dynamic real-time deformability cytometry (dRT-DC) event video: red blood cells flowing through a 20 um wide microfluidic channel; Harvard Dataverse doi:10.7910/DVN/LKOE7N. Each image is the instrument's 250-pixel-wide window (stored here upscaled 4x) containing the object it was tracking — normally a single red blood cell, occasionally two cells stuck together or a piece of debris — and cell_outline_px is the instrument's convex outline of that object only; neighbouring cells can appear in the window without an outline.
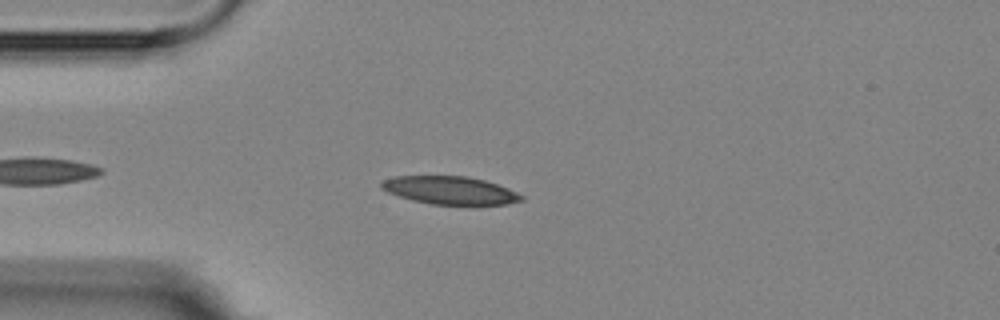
{"species": "Egyptian fruit bat (a non-hibernating species)", "species_latin": "Rousettus aegyptiacus", "temperature_condition": "room temperature", "stored_images_in_passage": 5, "camera_frame_rate_fps": 3000, "um_per_image_px": 0.085, "animal": {"sex": "female"}, "frame": {"image": 1, "passage_image": 2, "time_ms": 1.333, "image_size_px": [1000, 320], "cell_outline_px": [[524, 200], [508, 204], [432, 204], [412, 200], [388, 192], [380, 188], [380, 184], [384, 180], [396, 176], [468, 176], [484, 180], [508, 188], [524, 196]], "centroid_in_image_um": [38.26, 16.17], "position_along_channel_um": 46.7, "area_um2": 22.6}}
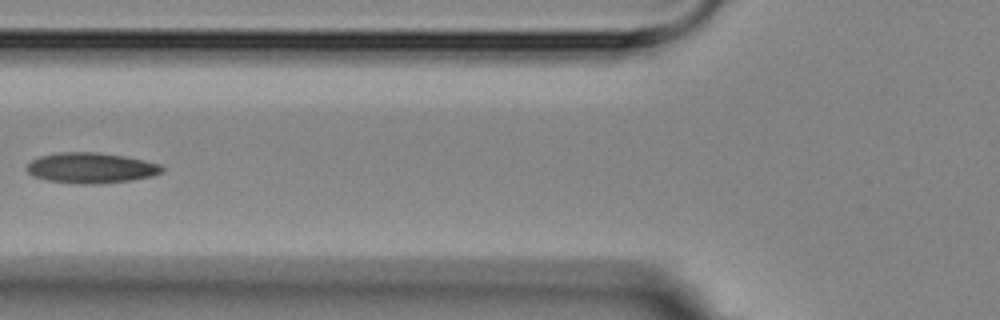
{"frame": {"image": 2, "passage_image": 4, "time_ms": 3.667, "image_size_px": [1000, 320], "cell_outline_px": [[164, 172], [152, 176], [132, 180], [96, 184], [80, 184], [48, 180], [32, 176], [28, 172], [28, 164], [32, 160], [40, 156], [60, 152], [96, 152], [124, 156], [144, 160], [160, 164], [164, 168]], "centroid_in_image_um": [7.77, 14.27], "position_along_channel_um": 118.0, "area_um2": 23.99}}
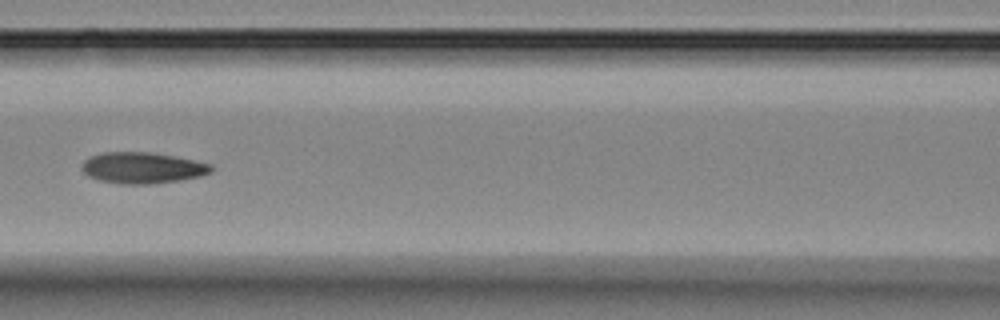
{"frame": {"image": 3, "passage_image": 5, "time_ms": 4.667, "image_size_px": [1000, 320], "cell_outline_px": [[212, 172], [200, 176], [180, 180], [148, 184], [120, 184], [100, 180], [88, 176], [80, 168], [80, 164], [88, 156], [104, 152], [148, 152], [172, 156], [212, 164]], "centroid_in_image_um": [12.05, 14.26], "position_along_channel_um": 154.5, "area_um2": 23.47}}